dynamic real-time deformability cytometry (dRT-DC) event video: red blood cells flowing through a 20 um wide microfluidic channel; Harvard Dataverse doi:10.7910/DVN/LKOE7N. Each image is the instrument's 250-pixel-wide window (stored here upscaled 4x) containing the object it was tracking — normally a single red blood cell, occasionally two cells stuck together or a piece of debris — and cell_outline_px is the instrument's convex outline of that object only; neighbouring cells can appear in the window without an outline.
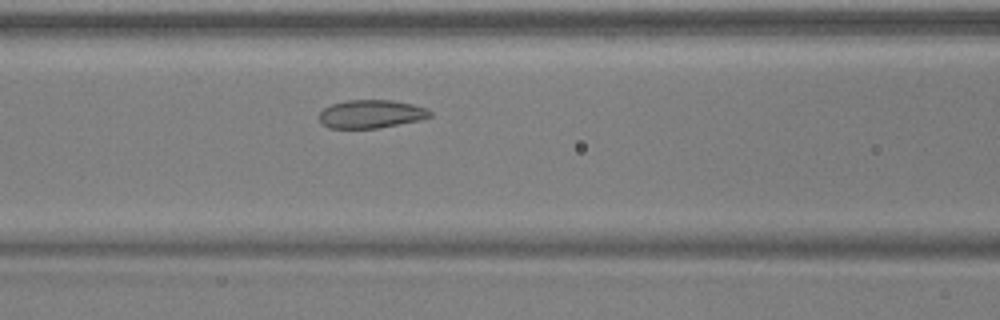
{"species": "common noctule bat (a hibernating species)", "species_latin": "Nyctalus noctula", "temperature_condition": "warm", "stored_images_in_passage": 45, "camera_frame_rate_fps": 3000, "um_per_image_px": 0.085, "animal": {"sex": "male", "body_mass_g": 17.9, "forearm_length_mm": 54.2}, "frame": {"image": 1, "passage_image": 15, "time_ms": 4.667, "image_size_px": [1000, 320], "cell_outline_px": [[432, 116], [420, 120], [376, 128], [328, 128], [320, 120], [320, 112], [324, 108], [332, 104], [348, 100], [392, 100], [412, 104], [424, 108], [432, 112]], "centroid_in_image_um": [31.54, 9.69], "position_along_channel_um": 135.1, "area_um2": 18.03}}
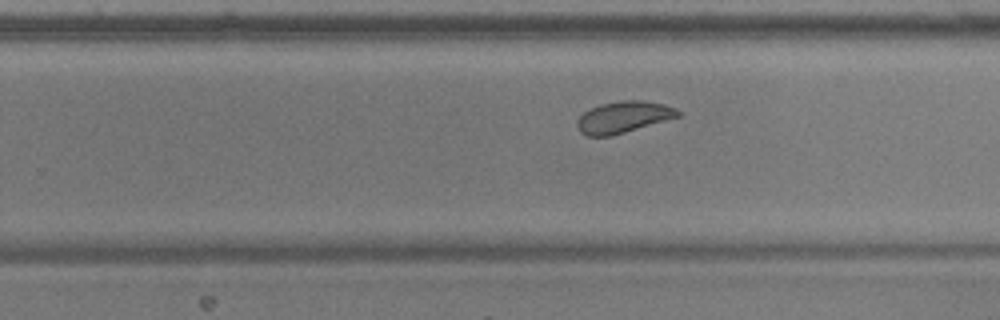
{"frame": {"image": 2, "passage_image": 26, "time_ms": 8.333, "image_size_px": [1000, 320], "cell_outline_px": [[680, 116], [612, 136], [588, 136], [580, 132], [576, 128], [576, 124], [580, 116], [584, 112], [600, 104], [624, 100], [636, 100], [664, 104], [676, 108], [680, 112]], "centroid_in_image_um": [52.97, 9.96], "position_along_channel_um": 276.8, "area_um2": 18.38}}
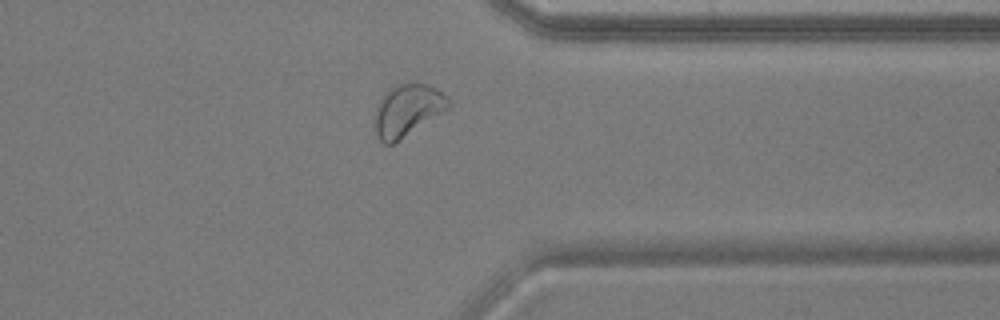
{"frame": {"image": 3, "passage_image": 34, "time_ms": 11.0, "image_size_px": [1000, 320], "cell_outline_px": [[452, 104], [448, 108], [392, 144], [384, 144], [380, 140], [376, 132], [376, 108], [380, 100], [388, 88], [400, 84], [424, 84], [436, 88], [448, 96], [452, 100]], "centroid_in_image_um": [34.66, 9.34], "position_along_channel_um": 376.7, "area_um2": 21.68}, "authors_computed_cell_mechanics": {"area_um2": 20.3456, "velocity_mm_per_s": 3.88, "shape_relaxation_time_tau1_ms": null, "shape_relaxation_time_tau2_ms": 1.8913, "deformation_change_tau1": null, "deformation_change_tau2": 0.0622}}